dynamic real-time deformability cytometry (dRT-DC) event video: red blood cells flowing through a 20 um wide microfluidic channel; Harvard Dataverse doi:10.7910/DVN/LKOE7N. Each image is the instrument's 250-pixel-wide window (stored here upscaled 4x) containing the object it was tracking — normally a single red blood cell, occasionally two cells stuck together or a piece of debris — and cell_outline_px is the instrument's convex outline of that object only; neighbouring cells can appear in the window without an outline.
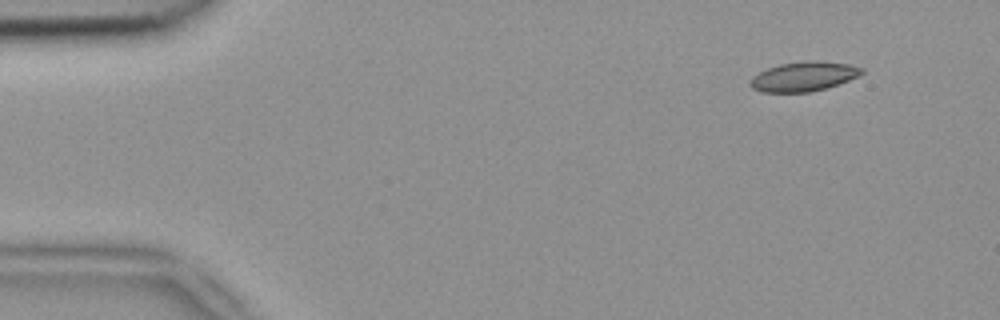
{"species": "common noctule bat (a hibernating species)", "species_latin": "Nyctalus noctula", "temperature_condition": "room temperature", "stored_images_in_passage": 48, "camera_frame_rate_fps": 3000, "um_per_image_px": 0.085, "animal": {"sex": "female", "body_mass_g": 18.4}, "frame": {"image": 1, "passage_image": 1, "time_ms": 0.0, "image_size_px": [1000, 320], "cell_outline_px": [[864, 72], [860, 76], [812, 92], [760, 92], [752, 88], [748, 84], [752, 76], [768, 68], [780, 64], [804, 60], [816, 60], [848, 64], [864, 68]], "centroid_in_image_um": [68.3, 6.49], "position_along_channel_um": 16.7, "area_um2": 19.25}}
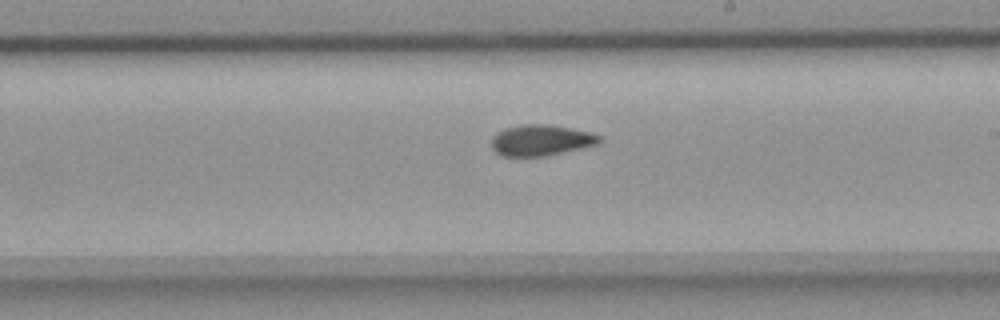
{"frame": {"image": 2, "passage_image": 26, "time_ms": 8.333, "image_size_px": [1000, 320], "cell_outline_px": [[600, 140], [596, 144], [544, 156], [504, 156], [496, 152], [492, 148], [492, 136], [496, 132], [504, 128], [520, 124], [548, 124], [572, 128], [588, 132], [600, 136]], "centroid_in_image_um": [45.91, 11.9], "position_along_channel_um": 243.1, "area_um2": 19.25}}
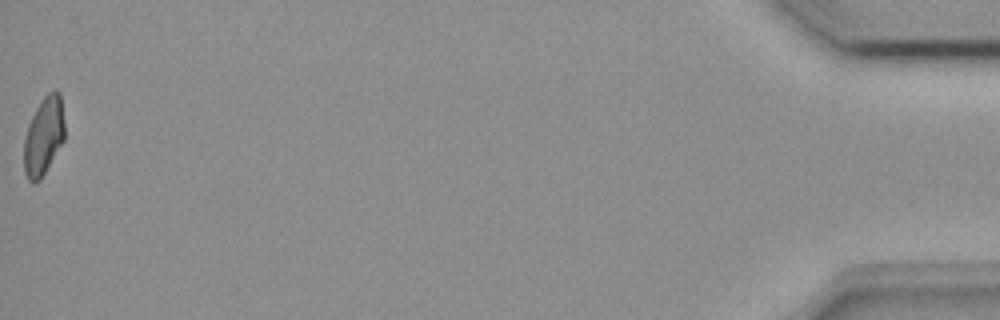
{"frame": {"image": 3, "passage_image": 48, "time_ms": 15.667, "image_size_px": [1000, 320], "cell_outline_px": [[64, 140], [40, 180], [32, 184], [28, 180], [24, 172], [24, 140], [28, 124], [40, 100], [48, 92], [56, 88], [60, 92], [64, 124]], "centroid_in_image_um": [3.71, 11.55], "position_along_channel_um": 431.5, "area_um2": 18.61}, "authors_computed_cell_mechanics": {"area_um2": 19.3341, "velocity_mm_per_s": 3.9174, "shape_relaxation_time_tau1_ms": null, "shape_relaxation_time_tau2_ms": 4.4728, "deformation_change_tau1": null, "deformation_change_tau2": 0.0819}}